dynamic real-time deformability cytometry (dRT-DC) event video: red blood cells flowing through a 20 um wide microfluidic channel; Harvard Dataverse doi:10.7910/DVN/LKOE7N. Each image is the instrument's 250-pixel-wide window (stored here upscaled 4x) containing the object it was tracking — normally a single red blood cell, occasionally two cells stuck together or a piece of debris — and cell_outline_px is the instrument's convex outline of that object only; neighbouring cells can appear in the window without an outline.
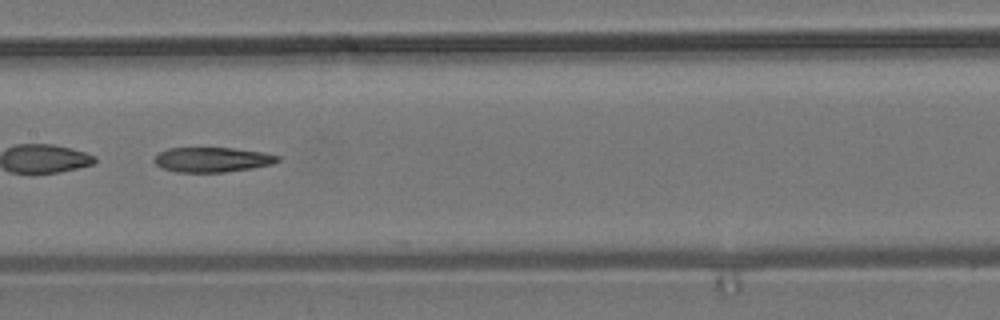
{"species": "common noctule bat (a hibernating species)", "species_latin": "Nyctalus noctula", "temperature_condition": "room temperature", "stored_images_in_passage": 37, "camera_frame_rate_fps": 3000, "um_per_image_px": 0.085, "animal": {"sex": "male", "body_mass_g": 19.2, "forearm_length_mm": 51.8}, "frame": {"image": 1, "passage_image": 11, "time_ms": 3.333, "image_size_px": [1000, 320], "cell_outline_px": [[280, 160], [272, 164], [252, 168], [224, 172], [176, 172], [164, 168], [156, 164], [152, 160], [160, 152], [168, 148], [232, 148], [264, 152], [280, 156]], "centroid_in_image_um": [18.06, 13.57], "position_along_channel_um": 189.3, "area_um2": 17.8}, "authors_computed_cell_mechanics": {"area_um2": 19.1318, "velocity_mm_per_s": 3.7893, "shape_relaxation_time_tau1_ms": null, "shape_relaxation_time_tau2_ms": 8.8035, "deformation_change_tau1": null, "deformation_change_tau2": 0.2332}}